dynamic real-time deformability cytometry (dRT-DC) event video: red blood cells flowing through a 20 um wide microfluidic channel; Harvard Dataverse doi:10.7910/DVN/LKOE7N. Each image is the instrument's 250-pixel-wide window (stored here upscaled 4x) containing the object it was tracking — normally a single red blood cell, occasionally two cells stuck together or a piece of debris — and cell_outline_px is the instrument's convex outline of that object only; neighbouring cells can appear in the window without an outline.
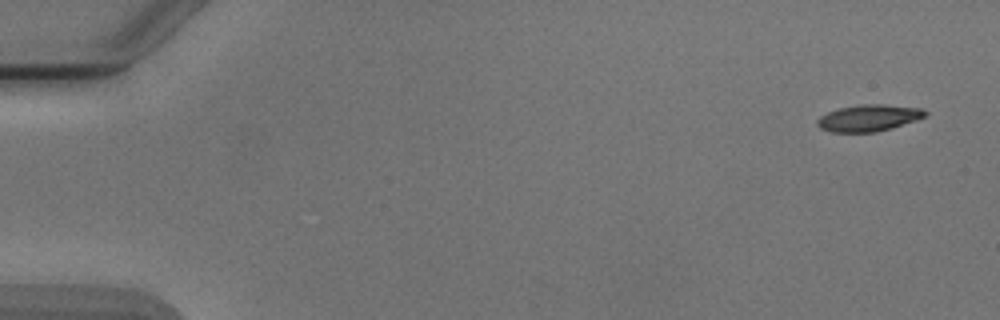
{"species": "Egyptian fruit bat (a non-hibernating species)", "species_latin": "Rousettus aegyptiacus", "temperature_condition": "cold", "stored_images_in_passage": 4, "camera_frame_rate_fps": 3000, "um_per_image_px": 0.085, "animal": {"sex": "male"}, "frame": {"image": 1, "passage_image": 1, "time_ms": 0.0, "image_size_px": [1000, 320], "cell_outline_px": [[928, 112], [924, 116], [916, 120], [892, 128], [876, 132], [832, 132], [820, 128], [816, 124], [816, 120], [820, 116], [828, 112], [840, 108], [864, 104], [884, 104], [920, 108]], "centroid_in_image_um": [73.82, 10.03], "position_along_channel_um": 11.2, "area_um2": 16.65}}